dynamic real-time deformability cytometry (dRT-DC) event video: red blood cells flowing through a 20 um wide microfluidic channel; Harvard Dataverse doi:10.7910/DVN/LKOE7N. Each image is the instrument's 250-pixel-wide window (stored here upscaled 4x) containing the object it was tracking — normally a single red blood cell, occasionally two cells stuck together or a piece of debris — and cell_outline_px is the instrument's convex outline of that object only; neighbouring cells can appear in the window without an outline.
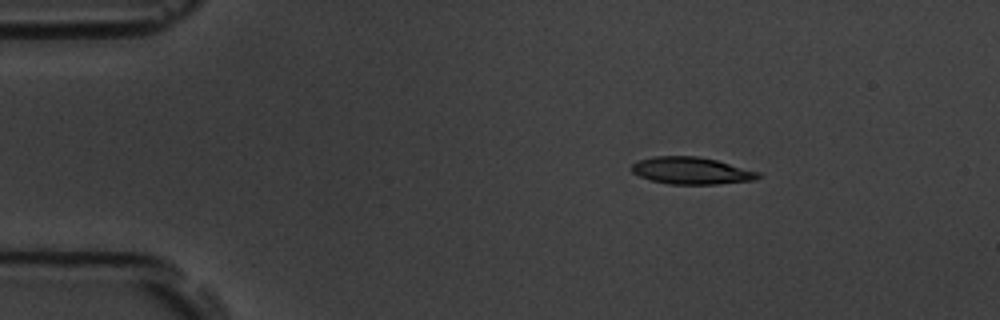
{"species": "common noctule bat (a hibernating species)", "species_latin": "Nyctalus noctula", "temperature_condition": "room temperature", "stored_images_in_passage": 5, "camera_frame_rate_fps": 3000, "um_per_image_px": 0.085, "animal": {"sex": "male", "body_mass_g": 19.5, "forearm_length_mm": 54.6}, "frame": {"image": 1, "passage_image": 5, "time_ms": 4.667, "image_size_px": [1000, 320], "cell_outline_px": [[764, 176], [756, 180], [716, 184], [672, 184], [652, 180], [640, 176], [632, 172], [632, 164], [640, 160], [652, 156], [700, 156], [716, 160], [760, 172]], "centroid_in_image_um": [58.82, 14.5], "position_along_channel_um": 26.2, "area_um2": 19.94}}